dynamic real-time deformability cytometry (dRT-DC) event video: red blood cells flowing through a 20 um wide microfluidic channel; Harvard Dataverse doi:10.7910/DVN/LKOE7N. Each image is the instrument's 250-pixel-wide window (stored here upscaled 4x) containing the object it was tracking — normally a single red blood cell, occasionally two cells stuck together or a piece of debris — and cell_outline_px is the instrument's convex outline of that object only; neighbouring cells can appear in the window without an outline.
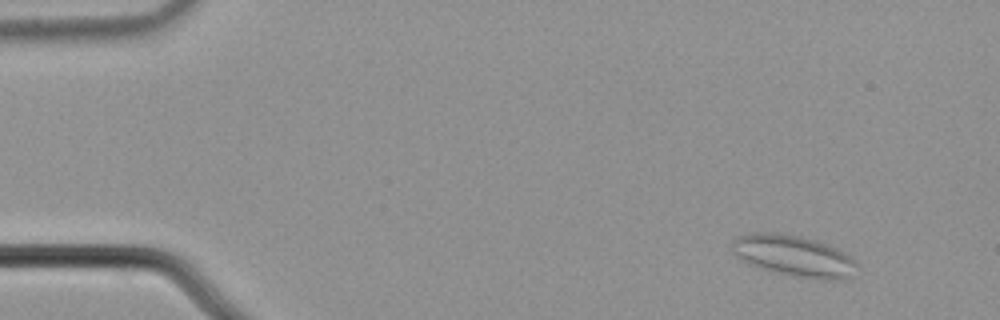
{"species": "common noctule bat (a hibernating species)", "species_latin": "Nyctalus noctula", "temperature_condition": "cold", "stored_images_in_passage": 6, "camera_frame_rate_fps": 3000, "um_per_image_px": 0.085, "animal": {"sex": "male", "body_mass_g": 21.5, "forearm_length_mm": 52.0}, "frame": {"image": 1, "passage_image": 2, "time_ms": 0.333, "image_size_px": [1000, 320], "cell_outline_px": [[860, 264], [852, 276], [844, 280], [820, 280], [796, 276], [776, 272], [760, 268], [748, 264], [736, 256], [732, 252], [732, 240], [736, 236], [756, 232], [776, 232], [800, 236], [816, 240], [836, 248], [852, 256]], "centroid_in_image_um": [67.51, 21.75], "position_along_channel_um": 17.5, "area_um2": 30.46}}